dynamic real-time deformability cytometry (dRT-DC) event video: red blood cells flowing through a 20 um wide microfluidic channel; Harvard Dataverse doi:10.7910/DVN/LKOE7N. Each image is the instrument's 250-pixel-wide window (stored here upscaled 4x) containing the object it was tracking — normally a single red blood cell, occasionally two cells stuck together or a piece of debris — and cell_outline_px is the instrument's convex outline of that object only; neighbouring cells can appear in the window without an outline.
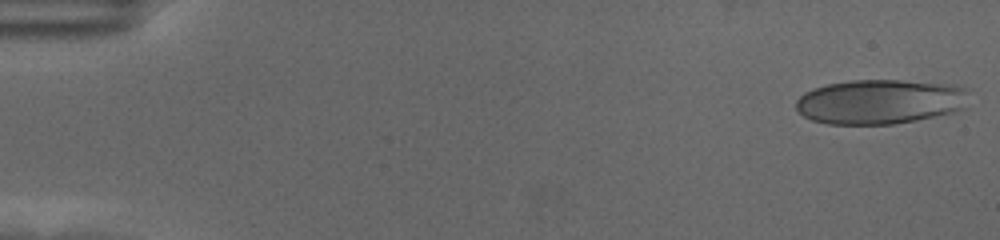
{"species": "human", "species_latin": "Homo sapiens", "temperature_condition": "cold", "stored_images_in_passage": 57, "camera_frame_rate_fps": 3000, "um_per_image_px": 0.085, "donor": {"sex": "female"}, "frame": {"image": 1, "passage_image": 1, "time_ms": 0.0, "image_size_px": [1000, 240], "cell_outline_px": [[968, 108], [952, 112], [916, 120], [892, 124], [828, 124], [812, 120], [804, 116], [796, 108], [796, 100], [804, 92], [828, 84], [852, 80], [900, 80], [960, 84], [964, 88]], "centroid_in_image_um": [74.83, 8.64], "position_along_channel_um": 10.2, "area_um2": 45.14}}
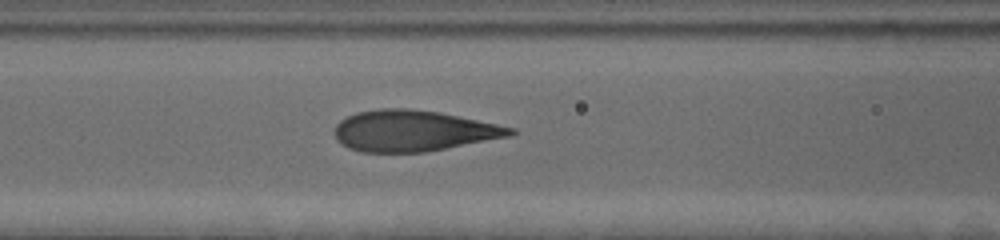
{"frame": {"image": 2, "passage_image": 24, "time_ms": 7.667, "image_size_px": [1000, 240], "cell_outline_px": [[520, 132], [512, 136], [424, 152], [360, 152], [348, 148], [340, 144], [336, 140], [336, 124], [340, 120], [356, 112], [380, 108], [408, 108], [440, 112], [516, 128]], "centroid_in_image_um": [35.15, 11.12], "position_along_channel_um": 131.4, "area_um2": 42.19}}
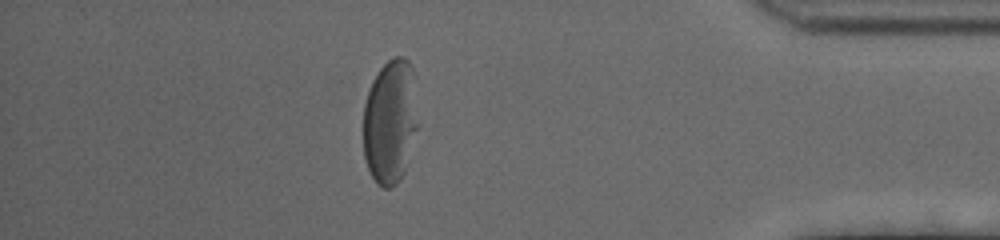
{"frame": {"image": 3, "passage_image": 50, "time_ms": 16.333, "image_size_px": [1000, 240], "cell_outline_px": [[420, 124], [408, 164], [400, 180], [392, 188], [384, 188], [376, 184], [368, 168], [364, 156], [364, 104], [372, 80], [380, 68], [388, 60], [396, 56], [404, 56], [412, 64], [416, 76]], "centroid_in_image_um": [33.24, 10.3], "position_along_channel_um": 402.0, "area_um2": 41.27}}